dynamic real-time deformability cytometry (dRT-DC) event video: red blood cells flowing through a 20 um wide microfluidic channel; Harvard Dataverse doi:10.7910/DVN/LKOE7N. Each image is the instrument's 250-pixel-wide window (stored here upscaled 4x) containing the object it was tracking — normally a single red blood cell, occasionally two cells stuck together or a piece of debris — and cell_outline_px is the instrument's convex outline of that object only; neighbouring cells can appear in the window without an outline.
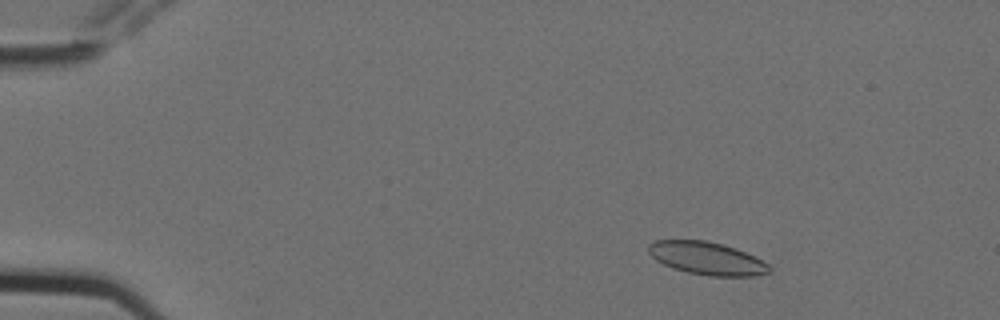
{"species": "Egyptian fruit bat (a non-hibernating species)", "species_latin": "Rousettus aegyptiacus", "temperature_condition": "cold", "stored_images_in_passage": 5, "camera_frame_rate_fps": 3000, "um_per_image_px": 0.085, "animal": {"sex": "female"}, "frame": {"image": 1, "passage_image": 2, "time_ms": 0.333, "image_size_px": [1000, 320], "cell_outline_px": [[772, 272], [752, 276], [708, 276], [688, 272], [672, 268], [656, 260], [648, 252], [648, 244], [656, 240], [704, 240], [724, 244], [736, 248], [768, 264], [772, 268]], "centroid_in_image_um": [60.08, 21.96], "position_along_channel_um": 24.9, "area_um2": 23.06}}
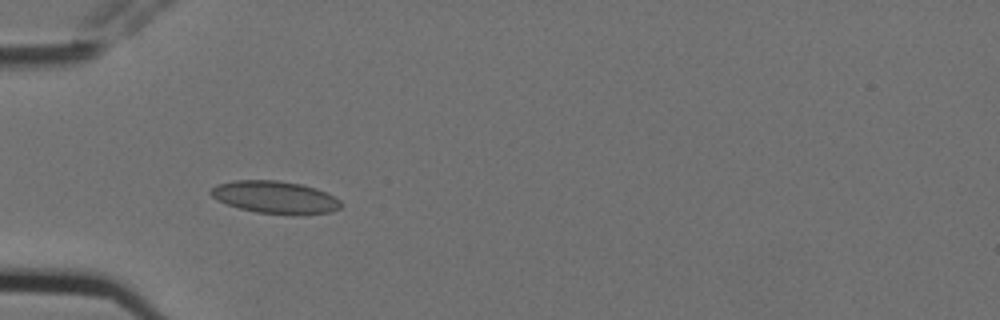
{"frame": {"image": 2, "passage_image": 5, "time_ms": 1.333, "image_size_px": [1000, 320], "cell_outline_px": [[344, 204], [340, 208], [332, 212], [296, 216], [256, 212], [240, 208], [216, 200], [208, 192], [216, 184], [236, 180], [276, 180], [300, 184], [316, 188], [340, 200]], "centroid_in_image_um": [23.4, 16.78], "position_along_channel_um": 61.6, "area_um2": 24.85}}